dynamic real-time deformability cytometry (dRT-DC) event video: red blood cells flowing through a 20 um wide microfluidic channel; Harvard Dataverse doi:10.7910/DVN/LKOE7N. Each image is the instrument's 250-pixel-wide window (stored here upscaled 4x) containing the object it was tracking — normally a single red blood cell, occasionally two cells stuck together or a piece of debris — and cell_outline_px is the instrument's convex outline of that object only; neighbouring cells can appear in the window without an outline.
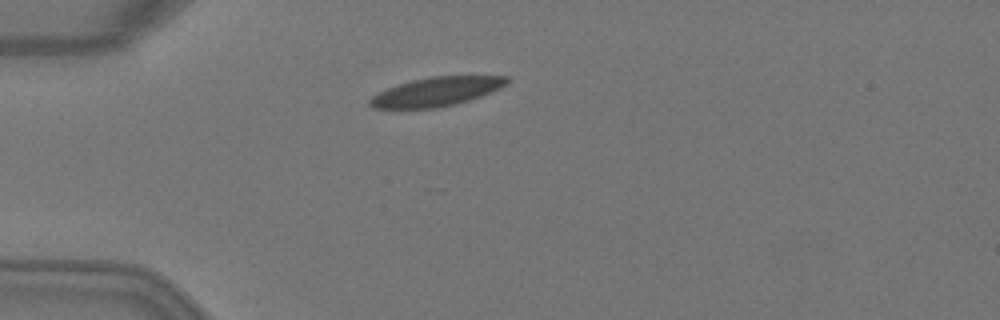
{"species": "Egyptian fruit bat (a non-hibernating species)", "species_latin": "Rousettus aegyptiacus", "temperature_condition": "warm", "stored_images_in_passage": 3, "camera_frame_rate_fps": 3000, "um_per_image_px": 0.085, "animal": {"sex": "female"}, "frame": {"image": 1, "passage_image": 3, "time_ms": 0.667, "image_size_px": [1000, 320], "cell_outline_px": [[508, 84], [500, 88], [480, 96], [456, 104], [436, 108], [372, 108], [368, 104], [368, 100], [372, 96], [388, 88], [412, 80], [428, 76], [508, 76]], "centroid_in_image_um": [37.09, 7.79], "position_along_channel_um": 47.9, "area_um2": 22.95}}